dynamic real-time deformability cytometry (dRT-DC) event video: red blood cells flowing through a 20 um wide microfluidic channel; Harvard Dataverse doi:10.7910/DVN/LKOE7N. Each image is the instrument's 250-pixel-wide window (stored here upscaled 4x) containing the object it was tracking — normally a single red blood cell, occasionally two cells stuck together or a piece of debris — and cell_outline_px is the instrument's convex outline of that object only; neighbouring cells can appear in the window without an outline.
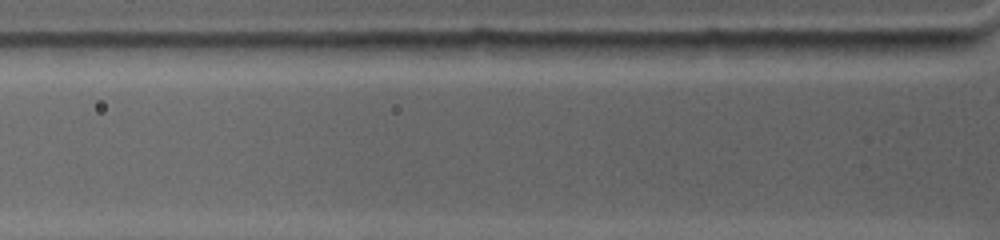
{"species": "common noctule bat (a hibernating species)", "species_latin": "Nyctalus noctula", "temperature_condition": "warm", "stored_images_in_passage": 2, "camera_frame_rate_fps": 4500, "um_per_image_px": 0.085, "animal": {"sex": "female", "body_mass_g": 19.0, "forearm_length_mm": 53.3}, "frame": {"image": 1, "passage_image": 2, "time_ms": 0.667, "image_size_px": [1000, 240], "cell_outline_px": [[964, 48], [900, 60], [852, 52], [844, 44], [848, 40], [964, 40]], "centroid_in_image_um": [76.74, 4.05], "position_along_channel_um": 49.1, "area_um2": 12.43}}